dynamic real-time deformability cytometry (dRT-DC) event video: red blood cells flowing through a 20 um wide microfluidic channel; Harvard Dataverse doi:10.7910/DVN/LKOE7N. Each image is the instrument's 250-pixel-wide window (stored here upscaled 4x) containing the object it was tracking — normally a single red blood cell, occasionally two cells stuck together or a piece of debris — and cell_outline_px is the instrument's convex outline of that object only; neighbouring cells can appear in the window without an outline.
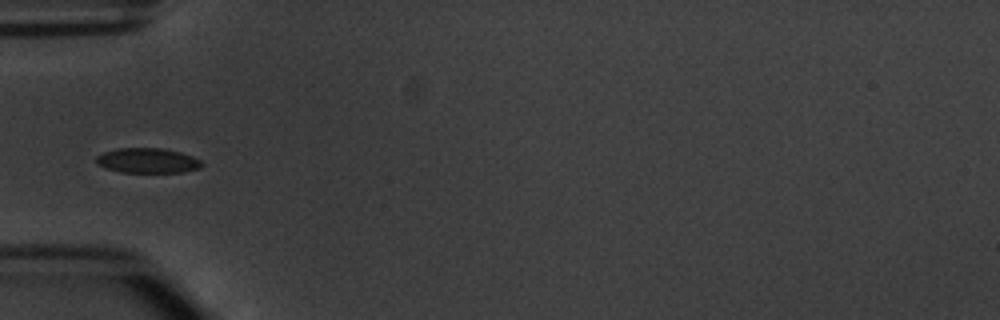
{"species": "common noctule bat (a hibernating species)", "species_latin": "Nyctalus noctula", "temperature_condition": "warm", "stored_images_in_passage": 6, "camera_frame_rate_fps": 3000, "um_per_image_px": 0.085, "animal": {"sex": "male", "body_mass_g": 20.1, "forearm_length_mm": 53.5}, "frame": {"image": 1, "passage_image": 5, "time_ms": 4.667, "image_size_px": [1000, 320], "cell_outline_px": [[204, 164], [200, 168], [184, 172], [120, 172], [104, 168], [96, 164], [96, 156], [104, 152], [116, 148], [164, 148], [180, 152], [192, 156], [200, 160]], "centroid_in_image_um": [12.53, 13.65], "position_along_channel_um": 72.5, "area_um2": 15.49}}